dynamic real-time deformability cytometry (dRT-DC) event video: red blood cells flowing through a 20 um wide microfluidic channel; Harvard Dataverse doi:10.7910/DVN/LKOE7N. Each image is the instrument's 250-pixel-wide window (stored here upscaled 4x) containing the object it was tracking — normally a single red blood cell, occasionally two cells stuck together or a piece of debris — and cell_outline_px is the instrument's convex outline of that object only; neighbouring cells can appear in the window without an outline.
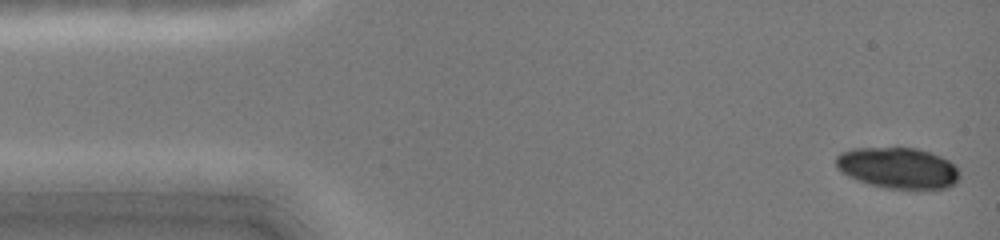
{"species": "common noctule bat (a hibernating species)", "species_latin": "Nyctalus noctula", "temperature_condition": "cold", "stored_images_in_passage": 46, "camera_frame_rate_fps": 3000, "um_per_image_px": 0.085, "animal": {"sex": "female", "body_mass_g": 19.0, "forearm_length_mm": 51.5}, "frame": {"image": 1, "passage_image": 1, "time_ms": 0.0, "image_size_px": [1000, 240], "cell_outline_px": [[960, 176], [956, 184], [948, 188], [888, 188], [868, 184], [848, 176], [840, 172], [836, 168], [836, 156], [840, 152], [852, 148], [916, 148], [940, 156], [956, 164], [960, 172]], "centroid_in_image_um": [76.33, 14.27], "position_along_channel_um": 8.7, "area_um2": 29.71}}
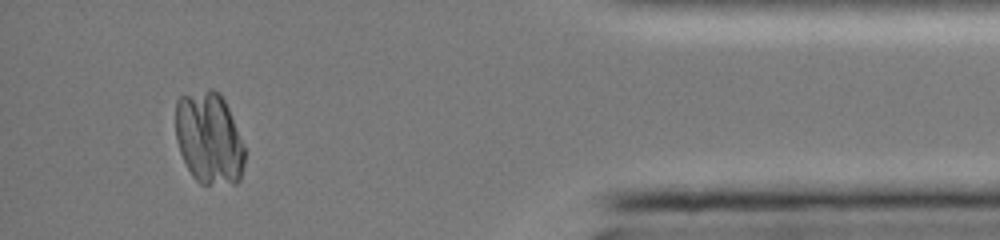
{"frame": {"image": 2, "passage_image": 42, "time_ms": 13.667, "image_size_px": [1000, 240], "cell_outline_px": [[244, 164], [240, 180], [236, 184], [200, 184], [192, 176], [180, 152], [176, 140], [176, 100], [180, 96], [208, 88], [212, 88], [220, 92], [228, 108], [244, 144]], "centroid_in_image_um": [17.77, 11.74], "position_along_channel_um": 417.4, "area_um2": 37.4}}